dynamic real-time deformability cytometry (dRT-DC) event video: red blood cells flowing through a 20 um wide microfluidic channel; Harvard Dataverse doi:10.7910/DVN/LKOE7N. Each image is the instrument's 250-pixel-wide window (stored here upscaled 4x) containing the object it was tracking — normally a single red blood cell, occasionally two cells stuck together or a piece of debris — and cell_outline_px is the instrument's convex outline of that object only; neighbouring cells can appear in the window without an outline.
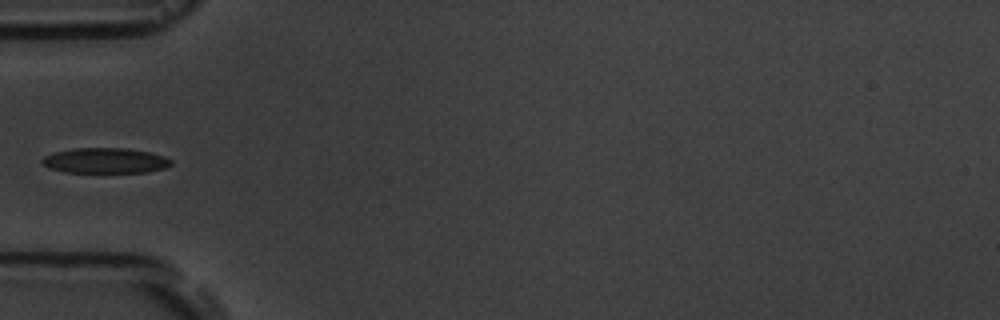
{"species": "common noctule bat (a hibernating species)", "species_latin": "Nyctalus noctula", "temperature_condition": "room temperature", "stored_images_in_passage": 6, "camera_frame_rate_fps": 3000, "um_per_image_px": 0.085, "animal": {"sex": "male", "body_mass_g": 19.5, "forearm_length_mm": 54.6}, "frame": {"image": 1, "passage_image": 6, "time_ms": 5.667, "image_size_px": [1000, 320], "cell_outline_px": [[172, 164], [164, 168], [148, 172], [64, 172], [48, 168], [40, 160], [44, 156], [56, 152], [72, 148], [128, 148], [148, 152], [164, 156], [172, 160]], "centroid_in_image_um": [8.94, 13.65], "position_along_channel_um": 76.1, "area_um2": 19.02}}